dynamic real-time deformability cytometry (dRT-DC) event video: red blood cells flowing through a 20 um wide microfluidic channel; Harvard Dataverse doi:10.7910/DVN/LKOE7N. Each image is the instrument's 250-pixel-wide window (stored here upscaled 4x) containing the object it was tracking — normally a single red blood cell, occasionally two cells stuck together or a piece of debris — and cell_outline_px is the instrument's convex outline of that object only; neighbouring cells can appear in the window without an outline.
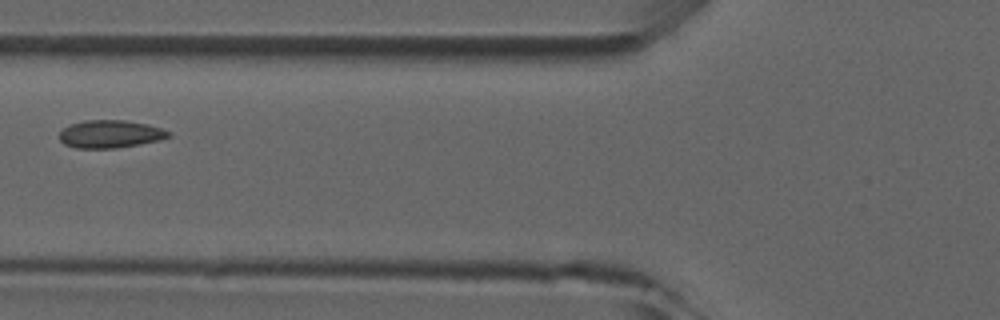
{"species": "common noctule bat (a hibernating species)", "species_latin": "Nyctalus noctula", "temperature_condition": "room temperature", "stored_images_in_passage": 3, "camera_frame_rate_fps": 3000, "um_per_image_px": 0.085, "animal": {"sex": "male", "forearm_length_mm": 52.5}, "frame": {"image": 1, "passage_image": 2, "time_ms": 1.333, "image_size_px": [1000, 320], "cell_outline_px": [[172, 136], [160, 140], [140, 144], [116, 148], [76, 148], [64, 144], [60, 140], [60, 132], [68, 124], [84, 120], [124, 120], [148, 124], [172, 132]], "centroid_in_image_um": [9.38, 11.39], "position_along_channel_um": 116.4, "area_um2": 17.8}}
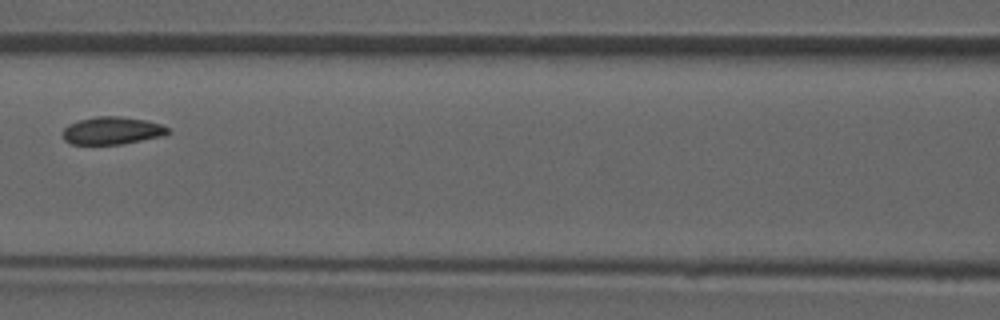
{"frame": {"image": 2, "passage_image": 3, "time_ms": 2.333, "image_size_px": [1000, 320], "cell_outline_px": [[172, 132], [164, 136], [124, 144], [72, 144], [64, 140], [60, 132], [68, 124], [76, 120], [96, 116], [120, 116], [144, 120], [160, 124], [168, 128]], "centroid_in_image_um": [9.5, 11.1], "position_along_channel_um": 157.1, "area_um2": 17.22}}